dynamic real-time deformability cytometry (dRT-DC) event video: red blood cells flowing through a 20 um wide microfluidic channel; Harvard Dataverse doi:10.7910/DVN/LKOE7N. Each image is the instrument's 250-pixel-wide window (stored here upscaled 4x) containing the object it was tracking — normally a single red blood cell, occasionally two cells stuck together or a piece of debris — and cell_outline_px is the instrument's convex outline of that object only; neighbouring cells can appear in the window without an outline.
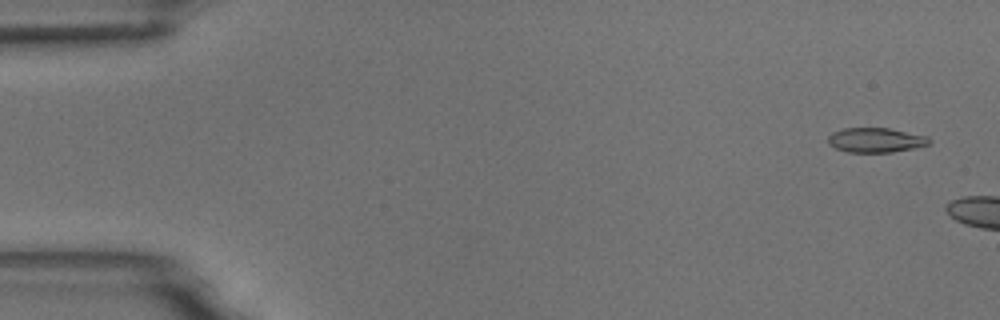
{"species": "common noctule bat (a hibernating species)", "species_latin": "Nyctalus noctula", "temperature_condition": "room temperature", "stored_images_in_passage": 6, "camera_frame_rate_fps": 3000, "um_per_image_px": 0.085, "animal": {"sex": "male", "body_mass_g": 18.8}, "frame": {"image": 1, "passage_image": 1, "time_ms": 0.0, "image_size_px": [1000, 320], "cell_outline_px": [[932, 140], [928, 144], [912, 148], [892, 152], [848, 152], [836, 148], [828, 144], [828, 136], [832, 132], [844, 128], [888, 128], [928, 136]], "centroid_in_image_um": [74.42, 11.9], "position_along_channel_um": 10.6, "area_um2": 14.45}}